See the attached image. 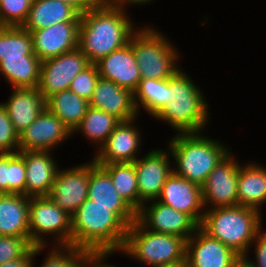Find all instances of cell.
Returning a JSON list of instances; mask_svg holds the SVG:
<instances>
[{
    "label": "cell",
    "instance_id": "cell-21",
    "mask_svg": "<svg viewBox=\"0 0 266 267\" xmlns=\"http://www.w3.org/2000/svg\"><path fill=\"white\" fill-rule=\"evenodd\" d=\"M89 106L114 115L120 121L138 118L134 94L111 80L99 77Z\"/></svg>",
    "mask_w": 266,
    "mask_h": 267
},
{
    "label": "cell",
    "instance_id": "cell-19",
    "mask_svg": "<svg viewBox=\"0 0 266 267\" xmlns=\"http://www.w3.org/2000/svg\"><path fill=\"white\" fill-rule=\"evenodd\" d=\"M88 198L94 204L111 207L127 226L137 220V212L116 191L109 174L95 161H90Z\"/></svg>",
    "mask_w": 266,
    "mask_h": 267
},
{
    "label": "cell",
    "instance_id": "cell-36",
    "mask_svg": "<svg viewBox=\"0 0 266 267\" xmlns=\"http://www.w3.org/2000/svg\"><path fill=\"white\" fill-rule=\"evenodd\" d=\"M99 77L96 64H90L76 75L70 84L69 90L89 102Z\"/></svg>",
    "mask_w": 266,
    "mask_h": 267
},
{
    "label": "cell",
    "instance_id": "cell-46",
    "mask_svg": "<svg viewBox=\"0 0 266 267\" xmlns=\"http://www.w3.org/2000/svg\"><path fill=\"white\" fill-rule=\"evenodd\" d=\"M236 267H248L243 260H241Z\"/></svg>",
    "mask_w": 266,
    "mask_h": 267
},
{
    "label": "cell",
    "instance_id": "cell-1",
    "mask_svg": "<svg viewBox=\"0 0 266 267\" xmlns=\"http://www.w3.org/2000/svg\"><path fill=\"white\" fill-rule=\"evenodd\" d=\"M127 11L117 5L101 4L81 14L78 48L91 64L126 45L138 29Z\"/></svg>",
    "mask_w": 266,
    "mask_h": 267
},
{
    "label": "cell",
    "instance_id": "cell-7",
    "mask_svg": "<svg viewBox=\"0 0 266 267\" xmlns=\"http://www.w3.org/2000/svg\"><path fill=\"white\" fill-rule=\"evenodd\" d=\"M120 253L148 267H164L185 260L186 240L149 231L136 220L127 228L125 244Z\"/></svg>",
    "mask_w": 266,
    "mask_h": 267
},
{
    "label": "cell",
    "instance_id": "cell-39",
    "mask_svg": "<svg viewBox=\"0 0 266 267\" xmlns=\"http://www.w3.org/2000/svg\"><path fill=\"white\" fill-rule=\"evenodd\" d=\"M254 245L255 250L253 254L254 260H251L249 255H246L242 260L248 267H266V230L263 229L257 234L256 238L251 244ZM250 259V260H249Z\"/></svg>",
    "mask_w": 266,
    "mask_h": 267
},
{
    "label": "cell",
    "instance_id": "cell-25",
    "mask_svg": "<svg viewBox=\"0 0 266 267\" xmlns=\"http://www.w3.org/2000/svg\"><path fill=\"white\" fill-rule=\"evenodd\" d=\"M247 163L239 168L237 205L262 212V205L266 204V167L258 162Z\"/></svg>",
    "mask_w": 266,
    "mask_h": 267
},
{
    "label": "cell",
    "instance_id": "cell-32",
    "mask_svg": "<svg viewBox=\"0 0 266 267\" xmlns=\"http://www.w3.org/2000/svg\"><path fill=\"white\" fill-rule=\"evenodd\" d=\"M98 165L109 174L119 195L138 212V180L134 163H109Z\"/></svg>",
    "mask_w": 266,
    "mask_h": 267
},
{
    "label": "cell",
    "instance_id": "cell-41",
    "mask_svg": "<svg viewBox=\"0 0 266 267\" xmlns=\"http://www.w3.org/2000/svg\"><path fill=\"white\" fill-rule=\"evenodd\" d=\"M110 254H89L85 259V267H117L113 264H107L106 259Z\"/></svg>",
    "mask_w": 266,
    "mask_h": 267
},
{
    "label": "cell",
    "instance_id": "cell-12",
    "mask_svg": "<svg viewBox=\"0 0 266 267\" xmlns=\"http://www.w3.org/2000/svg\"><path fill=\"white\" fill-rule=\"evenodd\" d=\"M90 161L70 168H59L47 197L72 215L88 198Z\"/></svg>",
    "mask_w": 266,
    "mask_h": 267
},
{
    "label": "cell",
    "instance_id": "cell-13",
    "mask_svg": "<svg viewBox=\"0 0 266 267\" xmlns=\"http://www.w3.org/2000/svg\"><path fill=\"white\" fill-rule=\"evenodd\" d=\"M137 221L149 231L175 235L186 241L199 227L187 214L157 200L142 205Z\"/></svg>",
    "mask_w": 266,
    "mask_h": 267
},
{
    "label": "cell",
    "instance_id": "cell-35",
    "mask_svg": "<svg viewBox=\"0 0 266 267\" xmlns=\"http://www.w3.org/2000/svg\"><path fill=\"white\" fill-rule=\"evenodd\" d=\"M32 0H0V26H23Z\"/></svg>",
    "mask_w": 266,
    "mask_h": 267
},
{
    "label": "cell",
    "instance_id": "cell-44",
    "mask_svg": "<svg viewBox=\"0 0 266 267\" xmlns=\"http://www.w3.org/2000/svg\"><path fill=\"white\" fill-rule=\"evenodd\" d=\"M164 267H189L187 260H183L181 262L175 263V264H171V265H167Z\"/></svg>",
    "mask_w": 266,
    "mask_h": 267
},
{
    "label": "cell",
    "instance_id": "cell-31",
    "mask_svg": "<svg viewBox=\"0 0 266 267\" xmlns=\"http://www.w3.org/2000/svg\"><path fill=\"white\" fill-rule=\"evenodd\" d=\"M0 194L26 196V165L19 153H0Z\"/></svg>",
    "mask_w": 266,
    "mask_h": 267
},
{
    "label": "cell",
    "instance_id": "cell-11",
    "mask_svg": "<svg viewBox=\"0 0 266 267\" xmlns=\"http://www.w3.org/2000/svg\"><path fill=\"white\" fill-rule=\"evenodd\" d=\"M170 157V158H169ZM171 152L167 149H152L134 163L138 180V211L146 202L156 200L173 172Z\"/></svg>",
    "mask_w": 266,
    "mask_h": 267
},
{
    "label": "cell",
    "instance_id": "cell-38",
    "mask_svg": "<svg viewBox=\"0 0 266 267\" xmlns=\"http://www.w3.org/2000/svg\"><path fill=\"white\" fill-rule=\"evenodd\" d=\"M31 247L24 237L0 235V264L22 257Z\"/></svg>",
    "mask_w": 266,
    "mask_h": 267
},
{
    "label": "cell",
    "instance_id": "cell-24",
    "mask_svg": "<svg viewBox=\"0 0 266 267\" xmlns=\"http://www.w3.org/2000/svg\"><path fill=\"white\" fill-rule=\"evenodd\" d=\"M29 197L0 194V235L24 237L30 243Z\"/></svg>",
    "mask_w": 266,
    "mask_h": 267
},
{
    "label": "cell",
    "instance_id": "cell-37",
    "mask_svg": "<svg viewBox=\"0 0 266 267\" xmlns=\"http://www.w3.org/2000/svg\"><path fill=\"white\" fill-rule=\"evenodd\" d=\"M19 134L15 131L6 109L0 102V153H18Z\"/></svg>",
    "mask_w": 266,
    "mask_h": 267
},
{
    "label": "cell",
    "instance_id": "cell-42",
    "mask_svg": "<svg viewBox=\"0 0 266 267\" xmlns=\"http://www.w3.org/2000/svg\"><path fill=\"white\" fill-rule=\"evenodd\" d=\"M61 1L70 4L81 14L88 12L89 10L94 9L101 5L97 0H61Z\"/></svg>",
    "mask_w": 266,
    "mask_h": 267
},
{
    "label": "cell",
    "instance_id": "cell-20",
    "mask_svg": "<svg viewBox=\"0 0 266 267\" xmlns=\"http://www.w3.org/2000/svg\"><path fill=\"white\" fill-rule=\"evenodd\" d=\"M101 78L111 80L119 87L134 93L141 80L139 66L128 42L123 47L102 57L95 63Z\"/></svg>",
    "mask_w": 266,
    "mask_h": 267
},
{
    "label": "cell",
    "instance_id": "cell-30",
    "mask_svg": "<svg viewBox=\"0 0 266 267\" xmlns=\"http://www.w3.org/2000/svg\"><path fill=\"white\" fill-rule=\"evenodd\" d=\"M120 122L114 115L89 106L81 124L72 135L81 132L89 142L96 144L94 146L98 148L96 149L97 151L107 141L109 135Z\"/></svg>",
    "mask_w": 266,
    "mask_h": 267
},
{
    "label": "cell",
    "instance_id": "cell-10",
    "mask_svg": "<svg viewBox=\"0 0 266 267\" xmlns=\"http://www.w3.org/2000/svg\"><path fill=\"white\" fill-rule=\"evenodd\" d=\"M234 158L235 155L230 152L212 170L201 186L205 210L237 206V179L241 164Z\"/></svg>",
    "mask_w": 266,
    "mask_h": 267
},
{
    "label": "cell",
    "instance_id": "cell-5",
    "mask_svg": "<svg viewBox=\"0 0 266 267\" xmlns=\"http://www.w3.org/2000/svg\"><path fill=\"white\" fill-rule=\"evenodd\" d=\"M262 212L244 206L218 207L205 210L200 228L219 240L242 259L263 227Z\"/></svg>",
    "mask_w": 266,
    "mask_h": 267
},
{
    "label": "cell",
    "instance_id": "cell-29",
    "mask_svg": "<svg viewBox=\"0 0 266 267\" xmlns=\"http://www.w3.org/2000/svg\"><path fill=\"white\" fill-rule=\"evenodd\" d=\"M134 94V104L138 114L140 109L155 117L169 102V79H141Z\"/></svg>",
    "mask_w": 266,
    "mask_h": 267
},
{
    "label": "cell",
    "instance_id": "cell-23",
    "mask_svg": "<svg viewBox=\"0 0 266 267\" xmlns=\"http://www.w3.org/2000/svg\"><path fill=\"white\" fill-rule=\"evenodd\" d=\"M6 102L2 106L13 124L15 131L20 134L46 108V99L37 88H11Z\"/></svg>",
    "mask_w": 266,
    "mask_h": 267
},
{
    "label": "cell",
    "instance_id": "cell-22",
    "mask_svg": "<svg viewBox=\"0 0 266 267\" xmlns=\"http://www.w3.org/2000/svg\"><path fill=\"white\" fill-rule=\"evenodd\" d=\"M26 165V196H47L59 169L50 151H19Z\"/></svg>",
    "mask_w": 266,
    "mask_h": 267
},
{
    "label": "cell",
    "instance_id": "cell-45",
    "mask_svg": "<svg viewBox=\"0 0 266 267\" xmlns=\"http://www.w3.org/2000/svg\"><path fill=\"white\" fill-rule=\"evenodd\" d=\"M100 4L115 5L119 0H97Z\"/></svg>",
    "mask_w": 266,
    "mask_h": 267
},
{
    "label": "cell",
    "instance_id": "cell-43",
    "mask_svg": "<svg viewBox=\"0 0 266 267\" xmlns=\"http://www.w3.org/2000/svg\"><path fill=\"white\" fill-rule=\"evenodd\" d=\"M155 0H119L115 5H117L118 7L123 8L124 10H127V5L131 7V5H145L148 3L151 4V2H154Z\"/></svg>",
    "mask_w": 266,
    "mask_h": 267
},
{
    "label": "cell",
    "instance_id": "cell-16",
    "mask_svg": "<svg viewBox=\"0 0 266 267\" xmlns=\"http://www.w3.org/2000/svg\"><path fill=\"white\" fill-rule=\"evenodd\" d=\"M185 259L189 267H236L242 258L200 227L186 241Z\"/></svg>",
    "mask_w": 266,
    "mask_h": 267
},
{
    "label": "cell",
    "instance_id": "cell-34",
    "mask_svg": "<svg viewBox=\"0 0 266 267\" xmlns=\"http://www.w3.org/2000/svg\"><path fill=\"white\" fill-rule=\"evenodd\" d=\"M48 249L51 251L47 252L39 267H85V259L89 255L85 250L71 245H53Z\"/></svg>",
    "mask_w": 266,
    "mask_h": 267
},
{
    "label": "cell",
    "instance_id": "cell-14",
    "mask_svg": "<svg viewBox=\"0 0 266 267\" xmlns=\"http://www.w3.org/2000/svg\"><path fill=\"white\" fill-rule=\"evenodd\" d=\"M138 118L121 121L107 138V141L95 151L93 160L96 164L132 163L139 157L142 132L136 126Z\"/></svg>",
    "mask_w": 266,
    "mask_h": 267
},
{
    "label": "cell",
    "instance_id": "cell-2",
    "mask_svg": "<svg viewBox=\"0 0 266 267\" xmlns=\"http://www.w3.org/2000/svg\"><path fill=\"white\" fill-rule=\"evenodd\" d=\"M71 219V246L88 254L112 255L123 249L128 226L111 207L94 204L87 198Z\"/></svg>",
    "mask_w": 266,
    "mask_h": 267
},
{
    "label": "cell",
    "instance_id": "cell-26",
    "mask_svg": "<svg viewBox=\"0 0 266 267\" xmlns=\"http://www.w3.org/2000/svg\"><path fill=\"white\" fill-rule=\"evenodd\" d=\"M81 13L61 0H32L23 28L29 32L47 28L56 23L80 22Z\"/></svg>",
    "mask_w": 266,
    "mask_h": 267
},
{
    "label": "cell",
    "instance_id": "cell-4",
    "mask_svg": "<svg viewBox=\"0 0 266 267\" xmlns=\"http://www.w3.org/2000/svg\"><path fill=\"white\" fill-rule=\"evenodd\" d=\"M204 132L171 136L167 147L171 152L173 172L202 186L208 175L230 152V147L203 135Z\"/></svg>",
    "mask_w": 266,
    "mask_h": 267
},
{
    "label": "cell",
    "instance_id": "cell-17",
    "mask_svg": "<svg viewBox=\"0 0 266 267\" xmlns=\"http://www.w3.org/2000/svg\"><path fill=\"white\" fill-rule=\"evenodd\" d=\"M157 201L187 214L198 226L204 216L201 186L172 172L166 179Z\"/></svg>",
    "mask_w": 266,
    "mask_h": 267
},
{
    "label": "cell",
    "instance_id": "cell-15",
    "mask_svg": "<svg viewBox=\"0 0 266 267\" xmlns=\"http://www.w3.org/2000/svg\"><path fill=\"white\" fill-rule=\"evenodd\" d=\"M72 137L70 130L47 108L19 134V151H50Z\"/></svg>",
    "mask_w": 266,
    "mask_h": 267
},
{
    "label": "cell",
    "instance_id": "cell-18",
    "mask_svg": "<svg viewBox=\"0 0 266 267\" xmlns=\"http://www.w3.org/2000/svg\"><path fill=\"white\" fill-rule=\"evenodd\" d=\"M79 24L62 22L30 32L33 52L44 61L77 49Z\"/></svg>",
    "mask_w": 266,
    "mask_h": 267
},
{
    "label": "cell",
    "instance_id": "cell-27",
    "mask_svg": "<svg viewBox=\"0 0 266 267\" xmlns=\"http://www.w3.org/2000/svg\"><path fill=\"white\" fill-rule=\"evenodd\" d=\"M89 107V102L73 93L63 90L46 99V108L55 114L71 133L81 124Z\"/></svg>",
    "mask_w": 266,
    "mask_h": 267
},
{
    "label": "cell",
    "instance_id": "cell-3",
    "mask_svg": "<svg viewBox=\"0 0 266 267\" xmlns=\"http://www.w3.org/2000/svg\"><path fill=\"white\" fill-rule=\"evenodd\" d=\"M182 69L169 78V102L154 118L166 122L176 134L205 131L211 118L209 102L203 90Z\"/></svg>",
    "mask_w": 266,
    "mask_h": 267
},
{
    "label": "cell",
    "instance_id": "cell-40",
    "mask_svg": "<svg viewBox=\"0 0 266 267\" xmlns=\"http://www.w3.org/2000/svg\"><path fill=\"white\" fill-rule=\"evenodd\" d=\"M47 246H32L22 257L0 264V267H34L35 257ZM44 249V250H43Z\"/></svg>",
    "mask_w": 266,
    "mask_h": 267
},
{
    "label": "cell",
    "instance_id": "cell-9",
    "mask_svg": "<svg viewBox=\"0 0 266 267\" xmlns=\"http://www.w3.org/2000/svg\"><path fill=\"white\" fill-rule=\"evenodd\" d=\"M91 63L79 49L41 61L38 91L47 99L68 90L72 80Z\"/></svg>",
    "mask_w": 266,
    "mask_h": 267
},
{
    "label": "cell",
    "instance_id": "cell-8",
    "mask_svg": "<svg viewBox=\"0 0 266 267\" xmlns=\"http://www.w3.org/2000/svg\"><path fill=\"white\" fill-rule=\"evenodd\" d=\"M28 218L32 246L50 245L47 241L48 238H45L49 235H52V246L71 245V215L65 210L57 208L47 196L29 197ZM53 238L55 239L53 240Z\"/></svg>",
    "mask_w": 266,
    "mask_h": 267
},
{
    "label": "cell",
    "instance_id": "cell-33",
    "mask_svg": "<svg viewBox=\"0 0 266 267\" xmlns=\"http://www.w3.org/2000/svg\"><path fill=\"white\" fill-rule=\"evenodd\" d=\"M24 55H36L30 32L22 26H0V62Z\"/></svg>",
    "mask_w": 266,
    "mask_h": 267
},
{
    "label": "cell",
    "instance_id": "cell-28",
    "mask_svg": "<svg viewBox=\"0 0 266 267\" xmlns=\"http://www.w3.org/2000/svg\"><path fill=\"white\" fill-rule=\"evenodd\" d=\"M41 60L37 55L4 59L0 62V75L12 88H37L40 77Z\"/></svg>",
    "mask_w": 266,
    "mask_h": 267
},
{
    "label": "cell",
    "instance_id": "cell-6",
    "mask_svg": "<svg viewBox=\"0 0 266 267\" xmlns=\"http://www.w3.org/2000/svg\"><path fill=\"white\" fill-rule=\"evenodd\" d=\"M151 26L145 24L138 27L128 42L139 66L141 79H169L181 69L178 62L180 52L170 38L159 32L156 26Z\"/></svg>",
    "mask_w": 266,
    "mask_h": 267
}]
</instances>
